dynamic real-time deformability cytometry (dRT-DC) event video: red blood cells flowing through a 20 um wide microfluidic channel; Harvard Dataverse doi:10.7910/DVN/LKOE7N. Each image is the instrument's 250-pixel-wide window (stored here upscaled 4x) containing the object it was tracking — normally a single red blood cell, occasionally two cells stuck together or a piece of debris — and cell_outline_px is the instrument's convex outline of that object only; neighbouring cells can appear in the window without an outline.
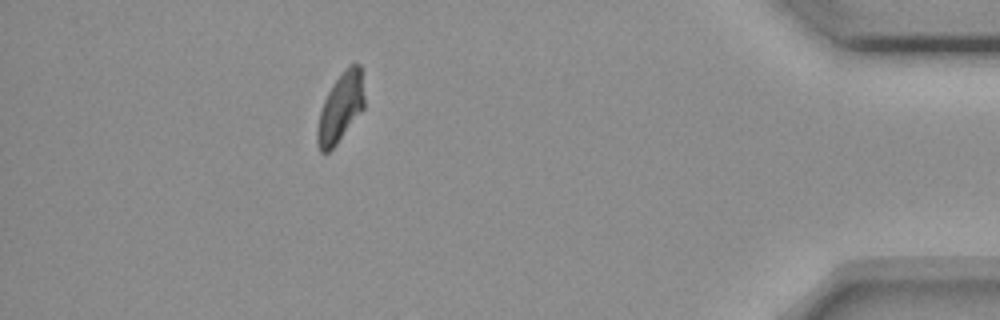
{"species": "common noctule bat (a hibernating species)", "species_latin": "Nyctalus noctula", "temperature_condition": "room temperature", "stored_images_in_passage": 44, "camera_frame_rate_fps": 3000, "um_per_image_px": 0.085, "animal": {"sex": "female", "body_mass_g": 18.4}, "frame": {"image": 1, "passage_image": 38, "time_ms": 12.333, "image_size_px": [1000, 320], "cell_outline_px": [[364, 108], [336, 144], [328, 152], [320, 152], [316, 140], [316, 128], [320, 112], [324, 100], [332, 84], [344, 68], [348, 64], [360, 64], [364, 96]], "centroid_in_image_um": [28.93, 9.13], "position_along_channel_um": 406.3, "area_um2": 18.84}}